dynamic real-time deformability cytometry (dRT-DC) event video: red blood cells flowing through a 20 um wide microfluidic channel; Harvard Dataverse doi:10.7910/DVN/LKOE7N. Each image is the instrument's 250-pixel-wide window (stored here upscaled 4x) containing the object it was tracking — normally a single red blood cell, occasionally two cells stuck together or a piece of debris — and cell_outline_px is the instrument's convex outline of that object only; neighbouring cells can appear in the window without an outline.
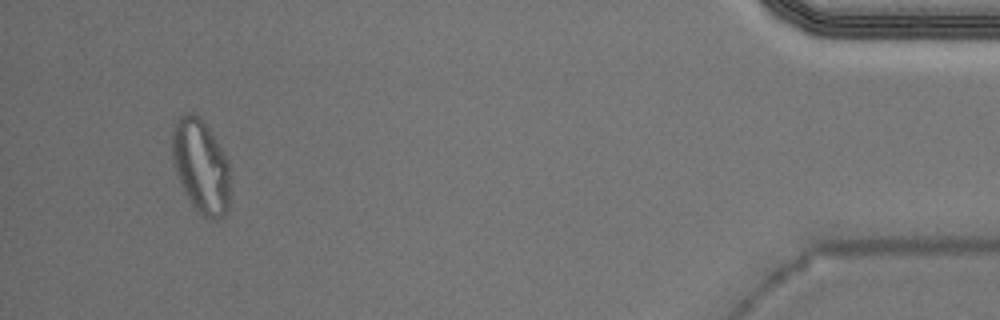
{"species": "Egyptian fruit bat (a non-hibernating species)", "species_latin": "Rousettus aegyptiacus", "temperature_condition": "warm", "stored_images_in_passage": 44, "segment_of_instrument_passage": [2, 2], "camera_frame_rate_fps": 3000, "um_per_image_px": 0.085, "animal": {"sex": "male"}, "frame": {"image": 1, "passage_image": 41, "time_ms": 13.333, "image_size_px": [1000, 320], "cell_outline_px": [[232, 176], [228, 212], [224, 216], [216, 220], [208, 220], [200, 216], [196, 212], [188, 200], [180, 184], [172, 164], [172, 132], [176, 120], [180, 116], [188, 112], [192, 112], [204, 120], [224, 152], [232, 168]], "centroid_in_image_um": [17.11, 14.19], "position_along_channel_um": 418.1, "area_um2": 33.12}}